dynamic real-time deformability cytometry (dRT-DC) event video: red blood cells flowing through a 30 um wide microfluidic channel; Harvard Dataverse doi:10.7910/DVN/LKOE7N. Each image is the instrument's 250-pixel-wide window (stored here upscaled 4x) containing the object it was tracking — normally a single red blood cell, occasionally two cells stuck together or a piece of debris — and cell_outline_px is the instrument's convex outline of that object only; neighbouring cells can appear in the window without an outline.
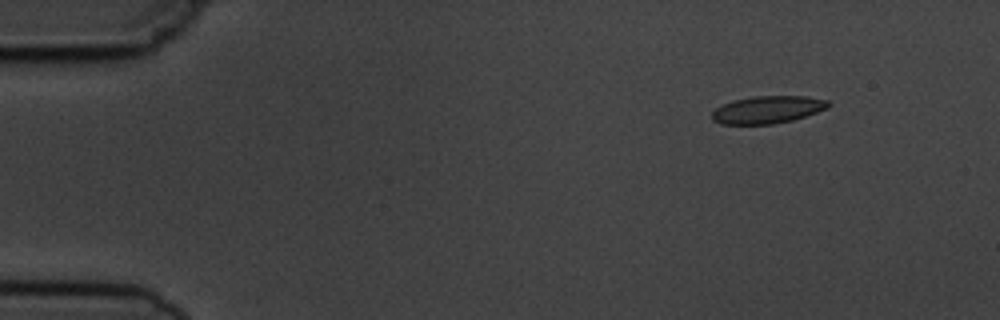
{"species": "common noctule bat (a hibernating species)", "species_latin": "Nyctalus noctula", "temperature_condition": "cold", "stored_images_in_passage": 4, "segment_of_instrument_passage": [2, 2], "camera_frame_rate_fps": 3000, "um_per_image_px": 0.085, "animal": {"sex": "male", "body_mass_g": 19.5, "forearm_length_mm": 54.6}, "frame": {"image": 1, "passage_image": 4, "time_ms": 3.667, "image_size_px": [1000, 320], "cell_outline_px": [[832, 104], [828, 108], [792, 120], [772, 124], [720, 124], [712, 120], [712, 112], [716, 108], [732, 100], [752, 96], [804, 96], [828, 100]], "centroid_in_image_um": [65.24, 9.31], "position_along_channel_um": 19.8, "area_um2": 18.61}}